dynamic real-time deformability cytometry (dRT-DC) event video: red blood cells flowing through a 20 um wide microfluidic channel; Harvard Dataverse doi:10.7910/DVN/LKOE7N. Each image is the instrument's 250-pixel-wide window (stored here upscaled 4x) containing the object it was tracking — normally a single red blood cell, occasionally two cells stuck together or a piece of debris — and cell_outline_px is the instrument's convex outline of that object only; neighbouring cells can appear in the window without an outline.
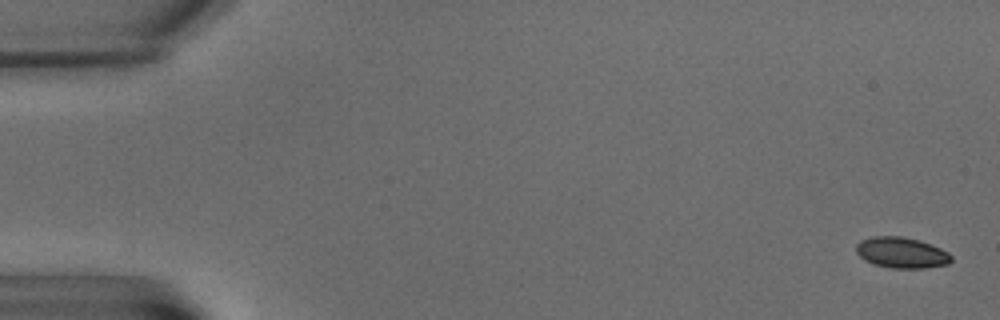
{"species": "common noctule bat (a hibernating species)", "species_latin": "Nyctalus noctula", "temperature_condition": "warm", "stored_images_in_passage": 7, "camera_frame_rate_fps": 3000, "um_per_image_px": 0.085, "animal": {"sex": "male", "body_mass_g": 15.6}, "frame": {"image": 1, "passage_image": 1, "time_ms": 0.0, "image_size_px": [1000, 320], "cell_outline_px": [[952, 260], [948, 264], [924, 268], [892, 268], [872, 264], [864, 260], [856, 252], [856, 244], [860, 240], [872, 236], [900, 236], [920, 240], [940, 248], [948, 252], [952, 256]], "centroid_in_image_um": [76.61, 21.47], "position_along_channel_um": 8.4, "area_um2": 17.22}}
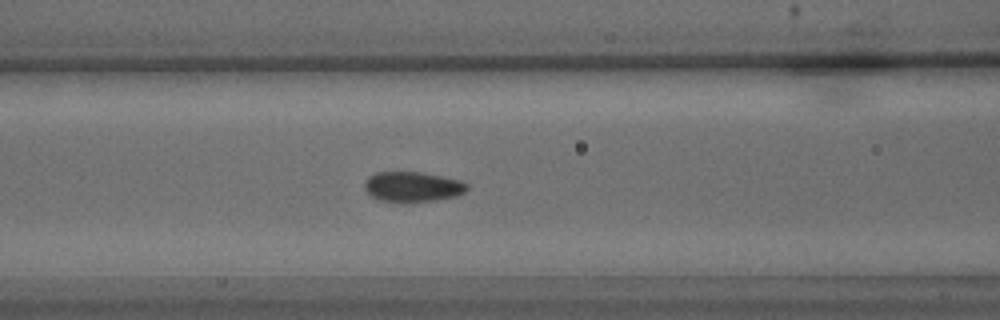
{"frame": {"image": 2, "passage_image": 7, "time_ms": 9.667, "image_size_px": [1000, 320], "cell_outline_px": [[468, 188], [464, 192], [456, 196], [436, 200], [404, 204], [400, 204], [380, 200], [372, 196], [364, 188], [364, 184], [368, 176], [376, 172], [420, 172], [460, 180], [468, 184]], "centroid_in_image_um": [35.05, 15.9], "position_along_channel_um": 131.6, "area_um2": 18.32}}